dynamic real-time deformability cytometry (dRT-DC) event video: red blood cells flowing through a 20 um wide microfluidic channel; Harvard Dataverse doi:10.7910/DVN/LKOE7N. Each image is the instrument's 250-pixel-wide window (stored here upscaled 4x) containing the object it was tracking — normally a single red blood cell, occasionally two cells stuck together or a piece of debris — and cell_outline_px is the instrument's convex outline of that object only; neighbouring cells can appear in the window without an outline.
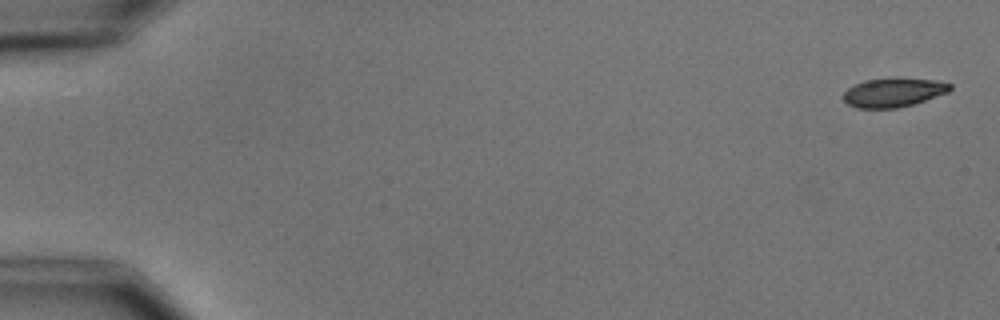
{"species": "common noctule bat (a hibernating species)", "species_latin": "Nyctalus noctula", "temperature_condition": "cold", "stored_images_in_passage": 8, "camera_frame_rate_fps": 3000, "um_per_image_px": 0.085, "animal": {"sex": "male", "body_mass_g": 15.6}, "frame": {"image": 1, "passage_image": 1, "time_ms": 0.0, "image_size_px": [1000, 320], "cell_outline_px": [[952, 88], [948, 92], [900, 108], [856, 108], [848, 104], [840, 96], [848, 88], [864, 80], [892, 76], [896, 76], [936, 80], [952, 84]], "centroid_in_image_um": [75.92, 7.82], "position_along_channel_um": 9.1, "area_um2": 18.5}}
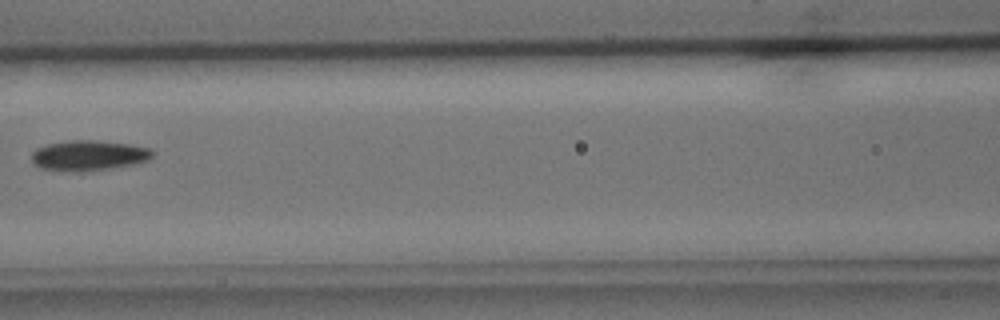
{"frame": {"image": 2, "passage_image": 7, "time_ms": 8.0, "image_size_px": [1000, 320], "cell_outline_px": [[152, 156], [148, 160], [132, 164], [112, 168], [84, 172], [76, 172], [40, 168], [32, 160], [32, 152], [36, 148], [48, 144], [68, 140], [92, 140], [128, 144], [148, 148], [152, 152]], "centroid_in_image_um": [7.5, 13.22], "position_along_channel_um": 159.1, "area_um2": 21.15}}
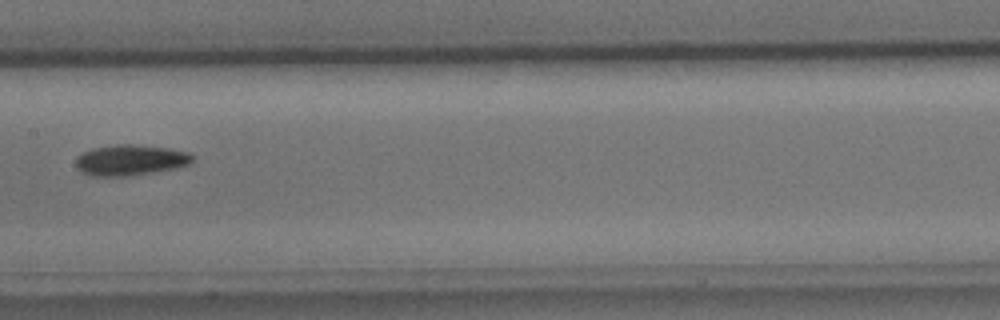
{"frame": {"image": 3, "passage_image": 8, "time_ms": 9.0, "image_size_px": [1000, 320], "cell_outline_px": [[192, 160], [188, 164], [176, 168], [124, 176], [92, 176], [80, 172], [76, 168], [76, 156], [92, 148], [116, 144], [132, 144], [168, 148], [188, 152], [192, 156]], "centroid_in_image_um": [11.02, 13.6], "position_along_channel_um": 196.4, "area_um2": 20.75}}